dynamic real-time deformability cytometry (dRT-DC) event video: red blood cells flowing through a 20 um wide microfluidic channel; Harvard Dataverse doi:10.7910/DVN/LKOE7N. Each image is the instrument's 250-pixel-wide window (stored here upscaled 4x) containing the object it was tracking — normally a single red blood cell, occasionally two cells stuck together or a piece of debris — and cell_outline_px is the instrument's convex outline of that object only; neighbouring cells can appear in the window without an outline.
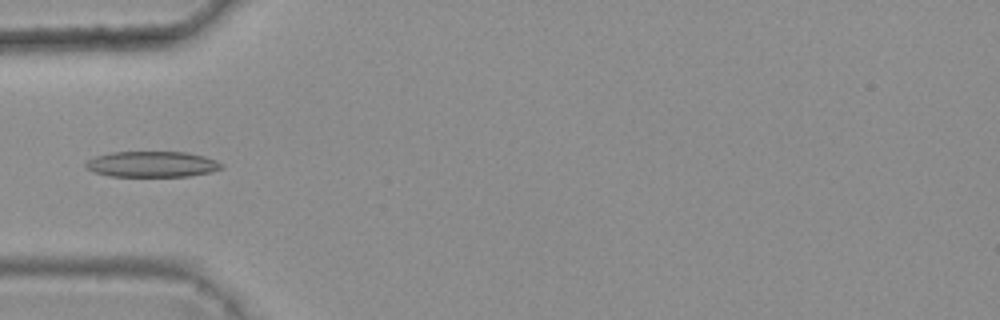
{"species": "common noctule bat (a hibernating species)", "species_latin": "Nyctalus noctula", "temperature_condition": "warm", "stored_images_in_passage": 4, "camera_frame_rate_fps": 3000, "um_per_image_px": 0.085, "animal": {"sex": "female", "body_mass_g": 25.1}, "frame": {"image": 1, "passage_image": 4, "time_ms": 1.0, "image_size_px": [1000, 320], "cell_outline_px": [[224, 168], [212, 172], [188, 176], [108, 176], [92, 172], [84, 168], [84, 164], [88, 160], [96, 156], [108, 152], [188, 152], [204, 156], [216, 160], [224, 164]], "centroid_in_image_um": [12.92, 13.96], "position_along_channel_um": 72.1, "area_um2": 20.69}}